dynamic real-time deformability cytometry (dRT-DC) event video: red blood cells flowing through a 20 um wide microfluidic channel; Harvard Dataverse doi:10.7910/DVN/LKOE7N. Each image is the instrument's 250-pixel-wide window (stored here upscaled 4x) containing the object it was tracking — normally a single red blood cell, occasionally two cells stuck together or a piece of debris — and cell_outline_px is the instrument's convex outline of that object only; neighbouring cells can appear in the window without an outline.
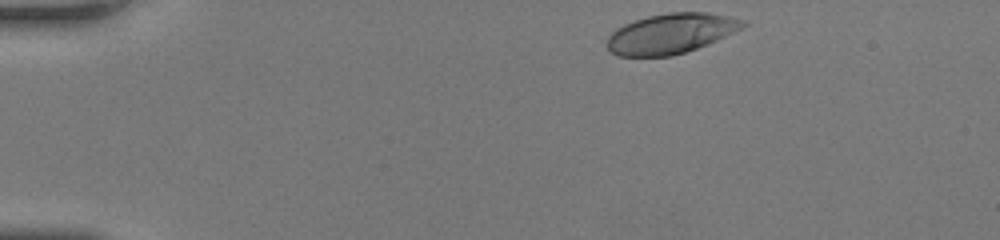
{"species": "human", "species_latin": "Homo sapiens", "temperature_condition": "room temperature", "stored_images_in_passage": 43, "camera_frame_rate_fps": 3000, "um_per_image_px": 0.085, "donor": {"sex": "female"}, "frame": {"image": 1, "passage_image": 1, "time_ms": 0.0, "image_size_px": [1000, 240], "cell_outline_px": [[748, 24], [708, 44], [672, 56], [616, 56], [608, 52], [608, 36], [616, 28], [624, 24], [648, 16], [668, 12], [708, 12], [748, 20]], "centroid_in_image_um": [57.01, 2.84], "position_along_channel_um": 28.0, "area_um2": 31.67}}
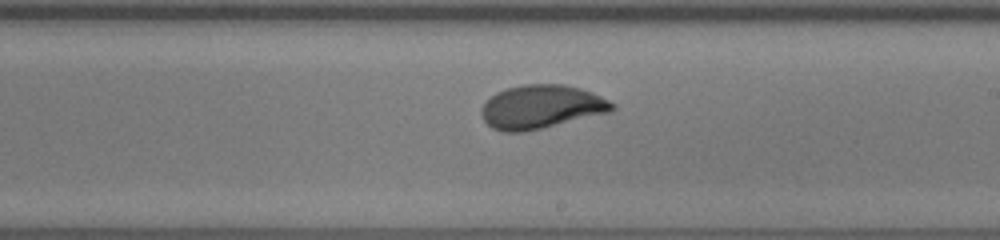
{"frame": {"image": 2, "passage_image": 23, "time_ms": 7.333, "image_size_px": [1000, 240], "cell_outline_px": [[616, 108], [612, 112], [524, 132], [504, 132], [492, 128], [484, 120], [480, 112], [484, 104], [496, 92], [508, 88], [524, 84], [564, 84], [580, 88], [592, 92], [616, 104]], "centroid_in_image_um": [46.04, 9.08], "position_along_channel_um": 243.0, "area_um2": 33.23}}
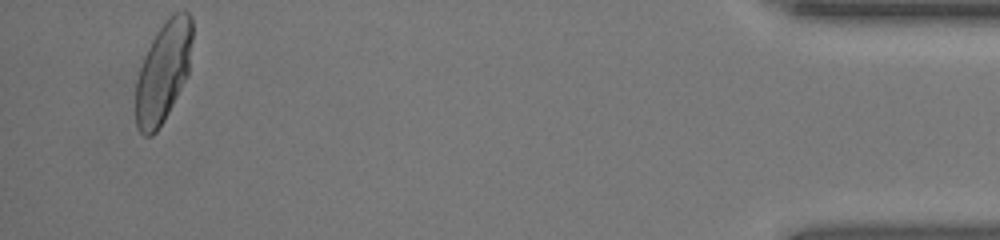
{"frame": {"image": 3, "passage_image": 41, "time_ms": 13.333, "image_size_px": [1000, 240], "cell_outline_px": [[192, 40], [188, 72], [164, 120], [156, 132], [152, 136], [144, 136], [140, 132], [136, 124], [136, 80], [144, 56], [156, 32], [168, 16], [176, 12], [188, 12], [192, 16]], "centroid_in_image_um": [13.86, 6.1], "position_along_channel_um": 421.3, "area_um2": 32.77}, "authors_computed_cell_mechanics": {"area_um2": 32.3102, "velocity_mm_per_s": 4.1644, "shape_relaxation_time_tau1_ms": 3.658, "shape_relaxation_time_tau2_ms": null, "deformation_change_tau1": 0.1633, "deformation_change_tau2": null}}